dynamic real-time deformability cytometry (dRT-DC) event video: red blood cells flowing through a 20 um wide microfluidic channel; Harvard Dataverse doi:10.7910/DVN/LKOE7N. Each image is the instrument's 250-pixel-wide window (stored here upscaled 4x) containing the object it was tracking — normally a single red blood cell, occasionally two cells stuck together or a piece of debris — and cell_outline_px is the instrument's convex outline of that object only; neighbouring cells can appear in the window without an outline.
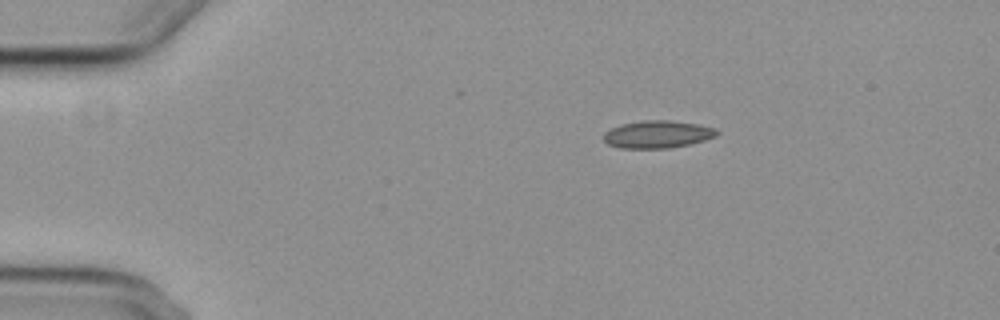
{"species": "common noctule bat (a hibernating species)", "species_latin": "Nyctalus noctula", "temperature_condition": "cold", "stored_images_in_passage": 3, "camera_frame_rate_fps": 3000, "um_per_image_px": 0.085, "animal": {"sex": "female", "body_mass_g": 29.2, "forearm_length_mm": 56.3}, "frame": {"image": 1, "passage_image": 1, "time_ms": 0.0, "image_size_px": [1000, 320], "cell_outline_px": [[720, 132], [716, 136], [704, 140], [688, 144], [668, 148], [620, 148], [608, 144], [604, 140], [604, 132], [620, 124], [644, 120], [668, 120], [700, 124], [716, 128]], "centroid_in_image_um": [55.9, 11.41], "position_along_channel_um": 29.1, "area_um2": 18.15}}